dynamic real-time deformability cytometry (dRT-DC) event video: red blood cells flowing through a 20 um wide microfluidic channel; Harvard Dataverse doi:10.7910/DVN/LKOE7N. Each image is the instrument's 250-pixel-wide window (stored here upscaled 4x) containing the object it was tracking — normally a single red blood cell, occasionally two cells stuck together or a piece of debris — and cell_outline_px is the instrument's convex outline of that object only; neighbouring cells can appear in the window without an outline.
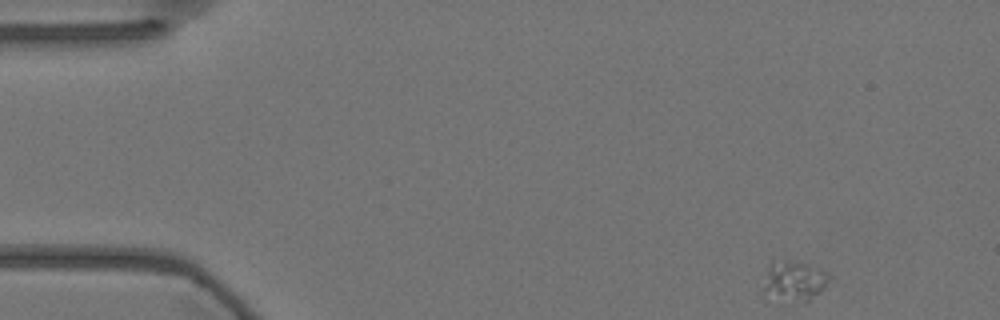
{"species": "Egyptian fruit bat (a non-hibernating species)", "species_latin": "Rousettus aegyptiacus", "temperature_condition": "warm", "stored_images_in_passage": 54, "camera_frame_rate_fps": 3000, "um_per_image_px": 0.085, "animal": {"sex": "female"}, "frame": {"image": 1, "passage_image": 1, "time_ms": 0.0, "image_size_px": [1000, 320], "cell_outline_px": [[836, 280], [808, 304], [780, 304], [764, 292], [764, 288], [768, 268], [772, 260], [792, 260], [808, 264], [828, 272]], "centroid_in_image_um": [67.62, 23.97], "position_along_channel_um": 17.4, "area_um2": 16.82}}
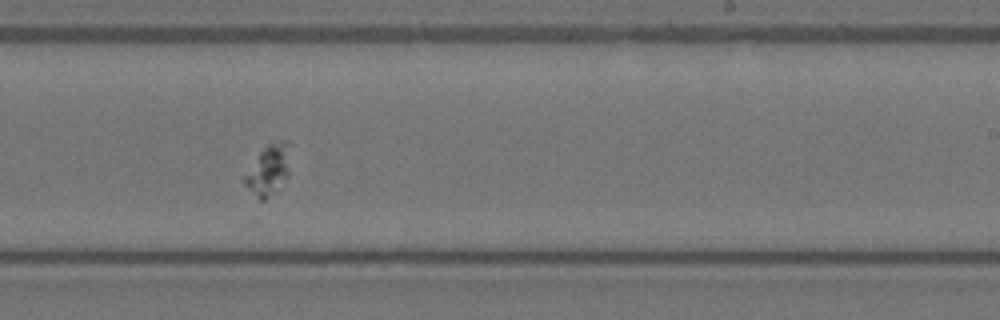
{"frame": {"image": 2, "passage_image": 31, "time_ms": 10.0, "image_size_px": [1000, 320], "cell_outline_px": [[288, 176], [276, 192], [264, 200], [260, 200], [240, 180], [240, 176], [260, 152], [268, 144], [284, 140], [288, 140]], "centroid_in_image_um": [22.75, 14.48], "position_along_channel_um": 266.3, "area_um2": 13.47}}
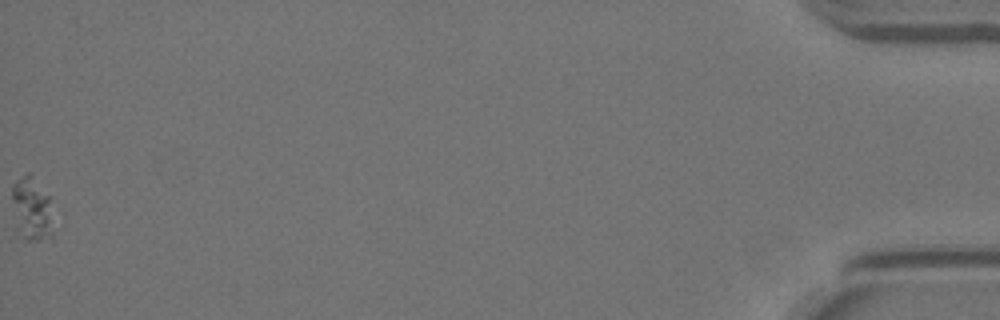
{"frame": {"image": 3, "passage_image": 54, "time_ms": 17.667, "image_size_px": [1000, 320], "cell_outline_px": [[52, 240], [28, 240], [12, 196], [12, 184], [28, 172], [32, 172], [48, 196], [52, 232]], "centroid_in_image_um": [2.78, 17.64], "position_along_channel_um": 432.4, "area_um2": 13.81}}